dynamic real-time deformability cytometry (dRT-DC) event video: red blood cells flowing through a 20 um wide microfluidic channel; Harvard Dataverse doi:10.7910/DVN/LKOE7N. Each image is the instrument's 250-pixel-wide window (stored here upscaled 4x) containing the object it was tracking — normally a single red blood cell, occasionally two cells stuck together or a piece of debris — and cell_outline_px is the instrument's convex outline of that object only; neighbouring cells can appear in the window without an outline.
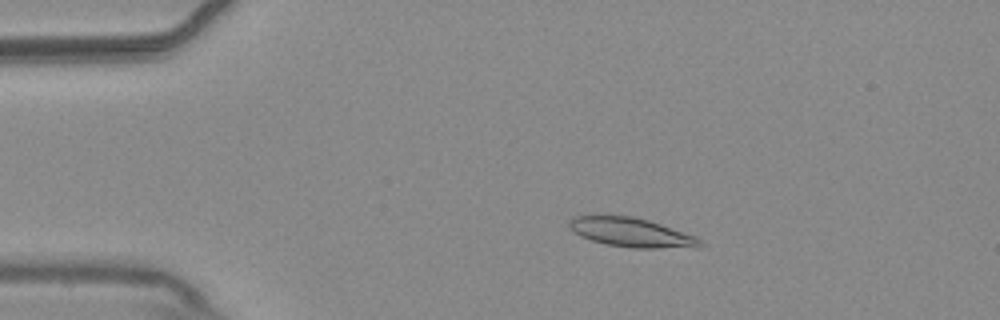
{"species": "common noctule bat (a hibernating species)", "species_latin": "Nyctalus noctula", "temperature_condition": "warm", "stored_images_in_passage": 56, "camera_frame_rate_fps": 3000, "um_per_image_px": 0.085, "animal": {"sex": "male", "body_mass_g": 20.4}, "frame": {"image": 1, "passage_image": 11, "time_ms": 3.333, "image_size_px": [1000, 320], "cell_outline_px": [[704, 244], [696, 248], [632, 248], [604, 244], [580, 236], [568, 228], [568, 220], [576, 216], [604, 212], [632, 216], [648, 220], [696, 236]], "centroid_in_image_um": [53.59, 19.72], "position_along_channel_um": 31.4, "area_um2": 23.06}}
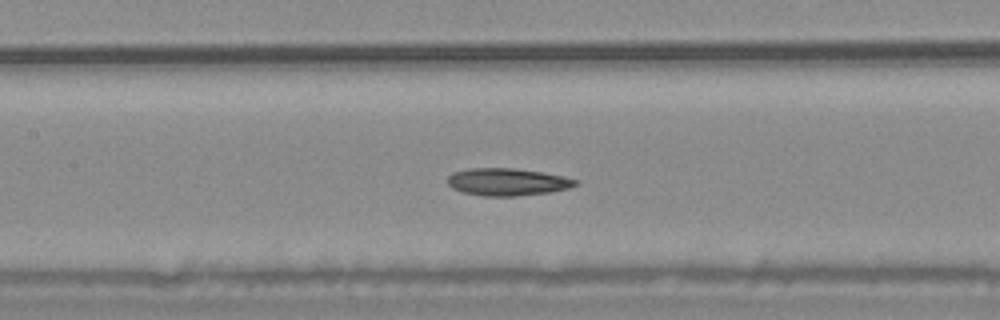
{"frame": {"image": 2, "passage_image": 26, "time_ms": 8.333, "image_size_px": [1000, 320], "cell_outline_px": [[580, 184], [568, 188], [548, 192], [516, 196], [484, 196], [464, 192], [452, 188], [448, 184], [448, 176], [452, 172], [468, 168], [516, 168], [544, 172], [564, 176], [580, 180]], "centroid_in_image_um": [43.16, 15.45], "position_along_channel_um": 164.2, "area_um2": 20.58}}
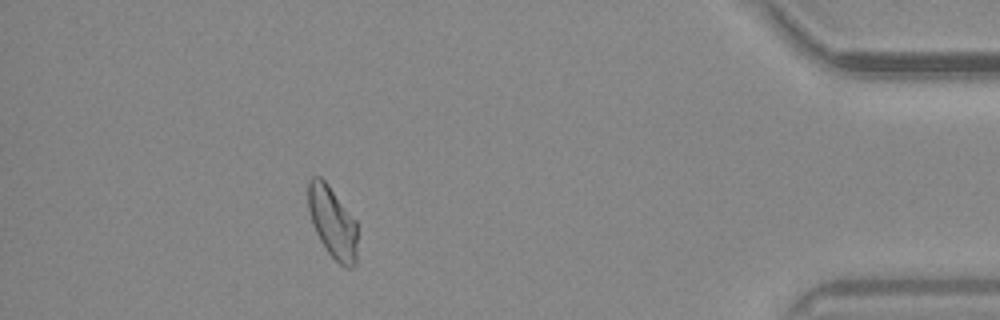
{"frame": {"image": 3, "passage_image": 50, "time_ms": 16.333, "image_size_px": [1000, 320], "cell_outline_px": [[356, 264], [352, 268], [344, 268], [328, 252], [320, 240], [312, 224], [308, 208], [308, 180], [312, 176], [320, 176], [328, 184], [356, 220]], "centroid_in_image_um": [28.26, 18.88], "position_along_channel_um": 406.9, "area_um2": 20.52}, "authors_computed_cell_mechanics": {"area_um2": 20.7502, "velocity_mm_per_s": 3.6713, "shape_relaxation_time_tau1_ms": null, "shape_relaxation_time_tau2_ms": 2.6189, "deformation_change_tau1": null, "deformation_change_tau2": 0.0838}}